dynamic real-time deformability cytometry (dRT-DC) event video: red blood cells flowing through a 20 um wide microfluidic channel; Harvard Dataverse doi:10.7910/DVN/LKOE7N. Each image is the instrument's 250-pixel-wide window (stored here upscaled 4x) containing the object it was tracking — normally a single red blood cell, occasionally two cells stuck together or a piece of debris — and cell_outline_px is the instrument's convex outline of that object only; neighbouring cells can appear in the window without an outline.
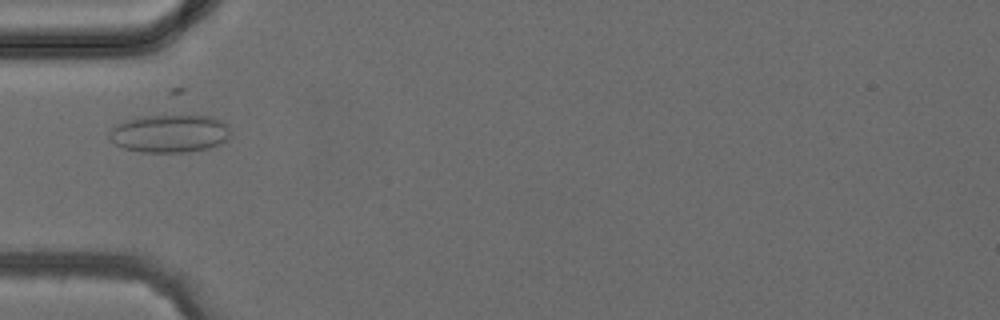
{"species": "common noctule bat (a hibernating species)", "species_latin": "Nyctalus noctula", "temperature_condition": "cold", "stored_images_in_passage": 5, "camera_frame_rate_fps": 3000, "um_per_image_px": 0.085, "animal": {"sex": "female", "body_mass_g": 24.6, "forearm_length_mm": 56.2}, "frame": {"image": 1, "passage_image": 4, "time_ms": 3.667, "image_size_px": [1000, 320], "cell_outline_px": [[228, 136], [220, 144], [208, 148], [188, 152], [140, 152], [124, 148], [116, 144], [108, 136], [108, 132], [116, 124], [124, 120], [140, 116], [212, 116], [228, 124]], "centroid_in_image_um": [14.38, 11.35], "position_along_channel_um": 70.6, "area_um2": 26.7}}
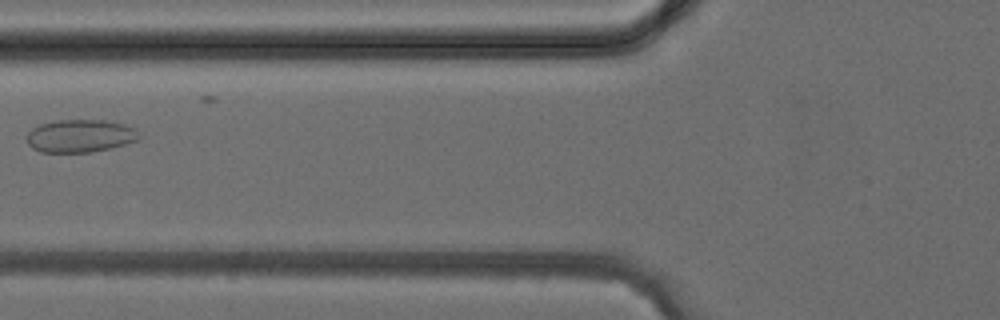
{"frame": {"image": 2, "passage_image": 5, "time_ms": 4.667, "image_size_px": [1000, 320], "cell_outline_px": [[140, 136], [136, 140], [112, 148], [92, 152], [40, 152], [32, 148], [28, 144], [28, 132], [32, 128], [40, 124], [56, 120], [104, 120], [124, 124], [136, 128]], "centroid_in_image_um": [6.81, 11.55], "position_along_channel_um": 119.0, "area_um2": 21.5}}